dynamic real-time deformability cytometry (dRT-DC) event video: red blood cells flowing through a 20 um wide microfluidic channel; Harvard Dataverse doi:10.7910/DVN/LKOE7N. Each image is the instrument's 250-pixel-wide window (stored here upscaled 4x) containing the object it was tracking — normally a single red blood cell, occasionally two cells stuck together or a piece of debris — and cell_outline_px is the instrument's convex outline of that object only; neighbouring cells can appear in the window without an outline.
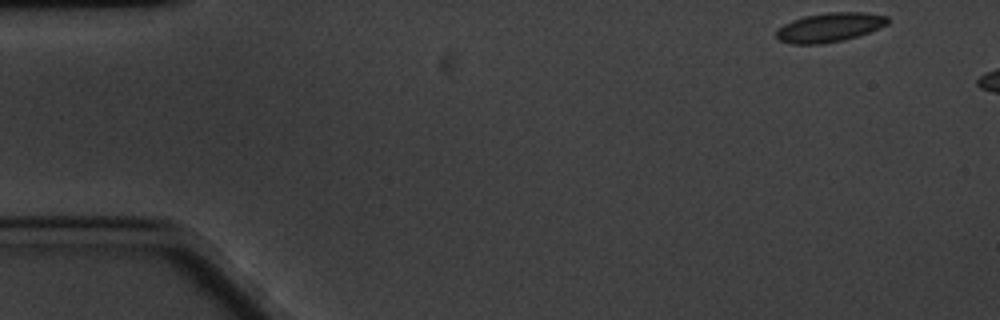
{"species": "common noctule bat (a hibernating species)", "species_latin": "Nyctalus noctula", "temperature_condition": "cold", "stored_images_in_passage": 7, "camera_frame_rate_fps": 3000, "um_per_image_px": 0.085, "animal": {"sex": "male", "body_mass_g": 20.1, "forearm_length_mm": 53.5}, "frame": {"image": 1, "passage_image": 1, "time_ms": 0.0, "image_size_px": [1000, 320], "cell_outline_px": [[888, 24], [880, 28], [844, 40], [824, 44], [792, 44], [780, 40], [776, 36], [776, 32], [784, 24], [792, 20], [804, 16], [828, 12], [864, 12], [888, 16]], "centroid_in_image_um": [70.53, 2.32], "position_along_channel_um": 14.5, "area_um2": 18.9}}